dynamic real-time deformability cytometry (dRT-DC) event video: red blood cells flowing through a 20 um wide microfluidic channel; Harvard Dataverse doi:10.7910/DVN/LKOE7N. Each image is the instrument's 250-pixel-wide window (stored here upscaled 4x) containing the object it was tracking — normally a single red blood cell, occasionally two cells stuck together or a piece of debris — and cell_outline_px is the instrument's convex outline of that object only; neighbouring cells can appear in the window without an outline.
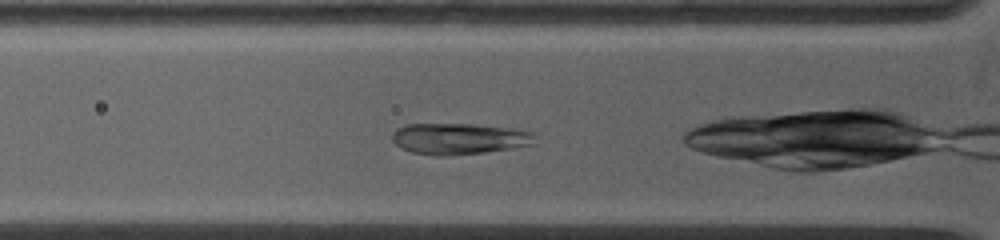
{"species": "common noctule bat (a hibernating species)", "species_latin": "Nyctalus noctula", "temperature_condition": "warm", "stored_images_in_passage": 8, "camera_frame_rate_fps": 5000, "um_per_image_px": 0.085, "animal": {"sex": "female", "body_mass_g": 19.0, "forearm_length_mm": 53.3}, "frame": {"image": 1, "passage_image": 2, "time_ms": 0.6, "image_size_px": [1000, 240], "cell_outline_px": [[536, 144], [512, 148], [484, 152], [440, 156], [436, 156], [412, 152], [400, 148], [392, 140], [392, 132], [396, 128], [404, 124], [476, 124], [520, 128], [536, 132]], "centroid_in_image_um": [39.09, 11.77], "position_along_channel_um": 86.7, "area_um2": 26.53}}
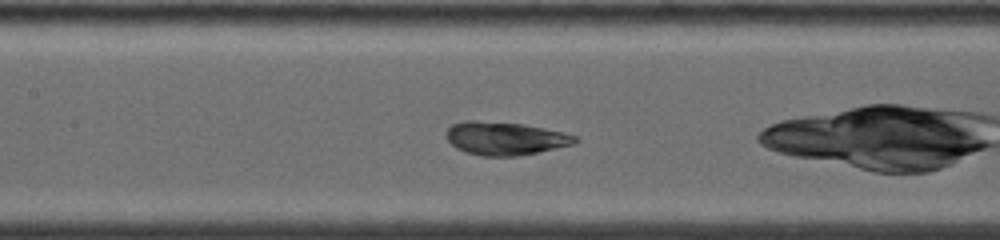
{"frame": {"image": 2, "passage_image": 5, "time_ms": 2.6, "image_size_px": [1000, 240], "cell_outline_px": [[580, 140], [576, 144], [520, 156], [480, 156], [464, 152], [456, 148], [448, 140], [444, 132], [452, 124], [464, 120], [476, 120], [524, 124], [544, 128], [576, 136]], "centroid_in_image_um": [42.92, 11.77], "position_along_channel_um": 164.5, "area_um2": 25.2}}